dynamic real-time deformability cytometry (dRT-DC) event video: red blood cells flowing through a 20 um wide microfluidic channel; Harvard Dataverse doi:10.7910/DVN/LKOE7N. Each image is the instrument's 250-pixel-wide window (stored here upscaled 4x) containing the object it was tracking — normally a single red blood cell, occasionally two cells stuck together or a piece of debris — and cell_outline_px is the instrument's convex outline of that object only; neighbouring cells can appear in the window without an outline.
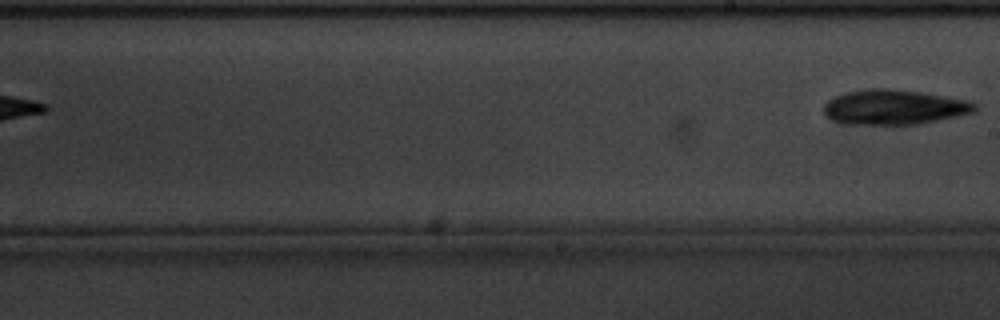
{"species": "common noctule bat (a hibernating species)", "species_latin": "Nyctalus noctula", "temperature_condition": "cold", "stored_images_in_passage": 6, "camera_frame_rate_fps": 3000, "um_per_image_px": 0.085, "animal": {"sex": "male", "body_mass_g": 20.1, "forearm_length_mm": 53.5}, "frame": {"image": 1, "passage_image": 6, "time_ms": 1.667, "image_size_px": [1000, 320], "cell_outline_px": [[976, 108], [972, 112], [956, 116], [920, 124], [840, 124], [824, 116], [824, 104], [832, 96], [848, 92], [872, 88], [884, 88], [920, 92], [972, 100], [976, 104]], "centroid_in_image_um": [75.96, 9.11], "position_along_channel_um": 213.0, "area_um2": 30.81}}